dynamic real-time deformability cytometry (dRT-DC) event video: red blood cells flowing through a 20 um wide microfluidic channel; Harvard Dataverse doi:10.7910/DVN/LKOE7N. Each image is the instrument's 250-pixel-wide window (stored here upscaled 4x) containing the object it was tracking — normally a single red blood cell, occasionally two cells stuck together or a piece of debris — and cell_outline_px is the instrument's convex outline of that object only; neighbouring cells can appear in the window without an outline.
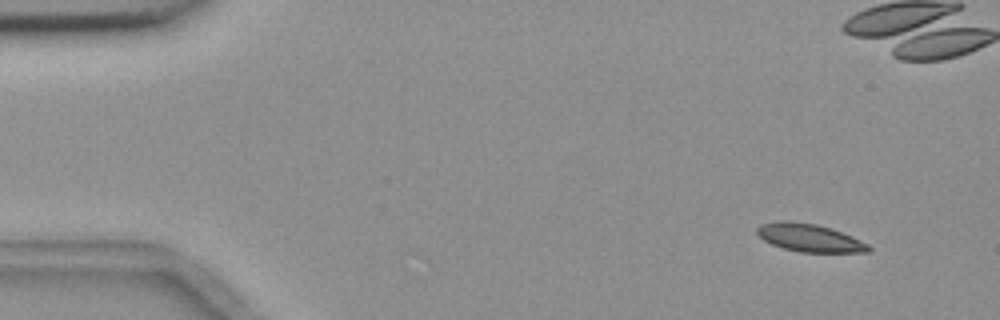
{"species": "common noctule bat (a hibernating species)", "species_latin": "Nyctalus noctula", "temperature_condition": "room temperature", "stored_images_in_passage": 5, "camera_frame_rate_fps": 3000, "um_per_image_px": 0.085, "animal": {"sex": "female", "body_mass_g": 18.4}, "frame": {"image": 1, "passage_image": 1, "time_ms": 0.0, "image_size_px": [1000, 320], "cell_outline_px": [[872, 248], [868, 252], [800, 252], [784, 248], [772, 244], [764, 240], [756, 232], [756, 228], [760, 224], [780, 220], [788, 220], [816, 224], [852, 236], [868, 244]], "centroid_in_image_um": [68.78, 20.21], "position_along_channel_um": 16.2, "area_um2": 17.98}}